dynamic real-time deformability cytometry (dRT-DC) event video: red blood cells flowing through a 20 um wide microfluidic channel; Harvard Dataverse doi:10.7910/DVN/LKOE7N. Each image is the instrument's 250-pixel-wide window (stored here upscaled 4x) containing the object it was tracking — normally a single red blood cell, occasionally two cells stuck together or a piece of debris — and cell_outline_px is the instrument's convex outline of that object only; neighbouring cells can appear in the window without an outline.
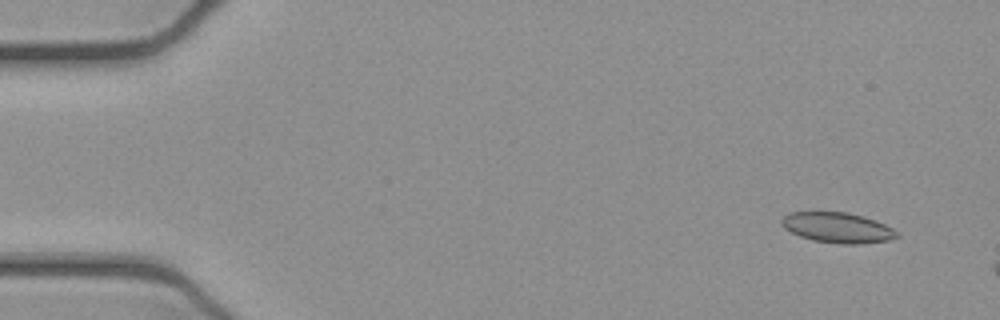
{"species": "common noctule bat (a hibernating species)", "species_latin": "Nyctalus noctula", "temperature_condition": "cold", "stored_images_in_passage": 10, "camera_frame_rate_fps": 3000, "um_per_image_px": 0.085, "animal": {"sex": "female", "body_mass_g": 21.9}, "frame": {"image": 1, "passage_image": 4, "time_ms": 1.0, "image_size_px": [1000, 320], "cell_outline_px": [[900, 236], [888, 240], [860, 244], [844, 244], [812, 240], [800, 236], [784, 228], [780, 224], [780, 220], [788, 212], [848, 212], [864, 216], [884, 224], [900, 232]], "centroid_in_image_um": [71.19, 19.34], "position_along_channel_um": 13.8, "area_um2": 20.46}}